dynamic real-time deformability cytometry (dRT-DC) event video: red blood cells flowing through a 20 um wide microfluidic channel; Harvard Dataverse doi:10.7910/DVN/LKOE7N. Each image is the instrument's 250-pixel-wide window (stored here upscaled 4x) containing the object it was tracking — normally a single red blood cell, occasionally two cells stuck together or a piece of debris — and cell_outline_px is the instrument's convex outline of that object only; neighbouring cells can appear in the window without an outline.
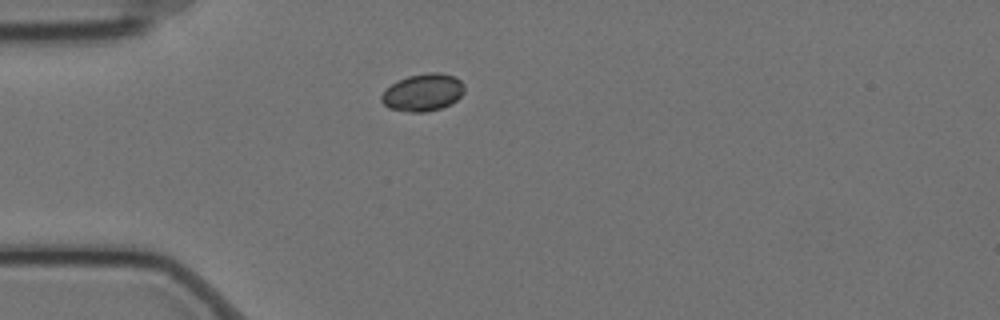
{"species": "Egyptian fruit bat (a non-hibernating species)", "species_latin": "Rousettus aegyptiacus", "temperature_condition": "cold", "stored_images_in_passage": 1, "camera_frame_rate_fps": 3000, "um_per_image_px": 0.085, "animal": {"sex": "female"}, "frame": {"image": 1, "passage_image": 1, "time_ms": 0.0, "image_size_px": [1000, 320], "cell_outline_px": [[464, 92], [452, 104], [440, 108], [424, 112], [408, 112], [388, 108], [380, 100], [380, 96], [392, 84], [408, 76], [428, 72], [440, 72], [456, 76], [464, 84]], "centroid_in_image_um": [35.97, 7.85], "position_along_channel_um": 49.0, "area_um2": 18.09}}